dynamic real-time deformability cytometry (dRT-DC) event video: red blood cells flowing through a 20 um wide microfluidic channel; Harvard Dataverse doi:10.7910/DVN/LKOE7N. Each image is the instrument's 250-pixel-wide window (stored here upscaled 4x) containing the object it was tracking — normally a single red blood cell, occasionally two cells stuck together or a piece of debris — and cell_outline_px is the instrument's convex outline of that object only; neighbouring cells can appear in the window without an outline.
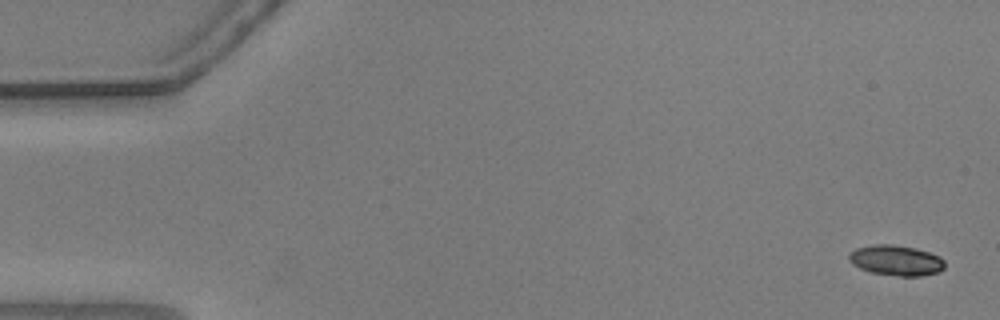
{"species": "common noctule bat (a hibernating species)", "species_latin": "Nyctalus noctula", "temperature_condition": "warm", "stored_images_in_passage": 56, "camera_frame_rate_fps": 3000, "um_per_image_px": 0.085, "animal": {"sex": "male", "body_mass_g": 20.5, "forearm_length_mm": 52.5}, "frame": {"image": 1, "passage_image": 2, "time_ms": 0.333, "image_size_px": [1000, 320], "cell_outline_px": [[944, 268], [940, 272], [920, 276], [900, 276], [872, 272], [860, 268], [852, 264], [848, 260], [848, 256], [856, 248], [872, 244], [892, 244], [916, 248], [940, 256], [944, 260]], "centroid_in_image_um": [76.18, 22.12], "position_along_channel_um": 8.8, "area_um2": 16.99}}
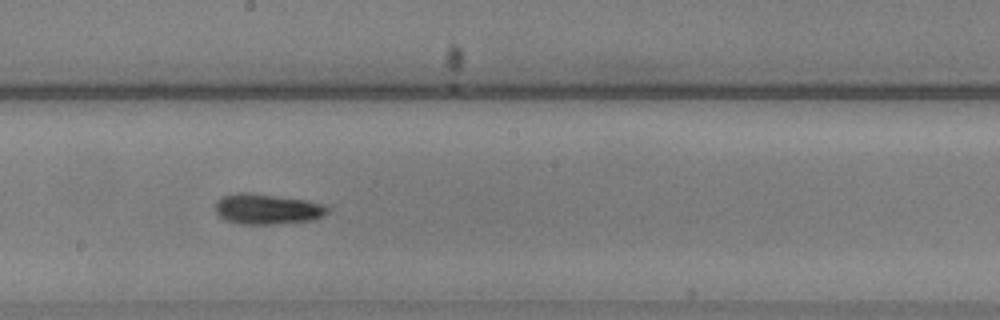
{"frame": {"image": 2, "passage_image": 31, "time_ms": 10.0, "image_size_px": [1000, 320], "cell_outline_px": [[332, 208], [324, 216], [312, 220], [272, 224], [240, 224], [224, 220], [216, 212], [216, 200], [224, 196], [236, 192], [248, 192], [308, 200]], "centroid_in_image_um": [22.71, 17.76], "position_along_channel_um": 225.5, "area_um2": 20.0}}
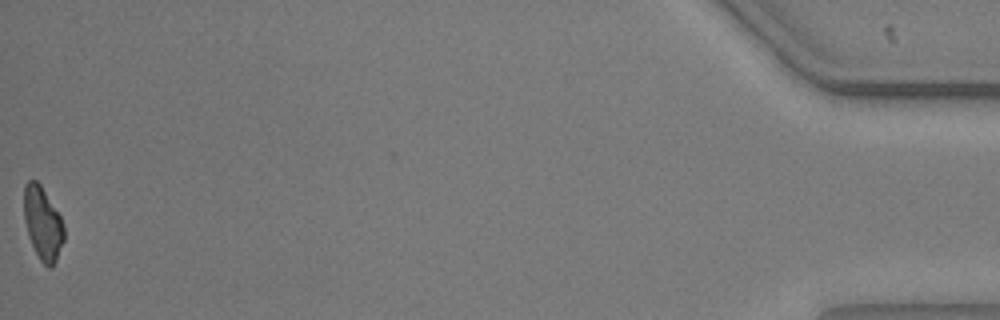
{"frame": {"image": 3, "passage_image": 56, "time_ms": 18.333, "image_size_px": [1000, 320], "cell_outline_px": [[64, 240], [56, 260], [52, 268], [48, 268], [40, 260], [28, 236], [24, 220], [24, 184], [28, 180], [36, 180], [40, 184], [60, 216], [64, 224]], "centroid_in_image_um": [3.63, 18.99], "position_along_channel_um": 431.6, "area_um2": 16.99}, "authors_computed_cell_mechanics": {"area_um2": 18.4382, "velocity_mm_per_s": 3.6652, "shape_relaxation_time_tau1_ms": 2.9888, "shape_relaxation_time_tau2_ms": null, "deformation_change_tau1": 0.1472, "deformation_change_tau2": null}}